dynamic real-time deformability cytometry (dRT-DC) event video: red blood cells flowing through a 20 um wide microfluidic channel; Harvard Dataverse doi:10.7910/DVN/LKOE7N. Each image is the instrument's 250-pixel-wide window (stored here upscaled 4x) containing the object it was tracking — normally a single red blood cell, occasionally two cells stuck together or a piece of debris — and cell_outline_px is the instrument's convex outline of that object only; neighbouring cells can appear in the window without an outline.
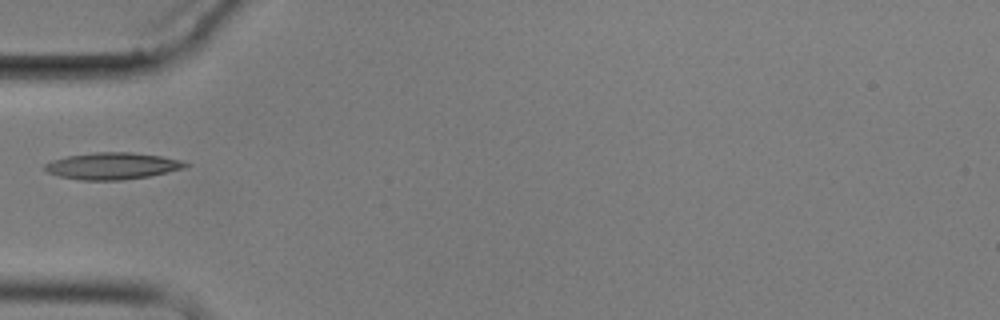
{"species": "common noctule bat (a hibernating species)", "species_latin": "Nyctalus noctula", "temperature_condition": "cold", "stored_images_in_passage": 6, "camera_frame_rate_fps": 3000, "um_per_image_px": 0.085, "animal": {"sex": "male", "body_mass_g": 17.9}, "frame": {"image": 1, "passage_image": 1, "time_ms": 0.0, "image_size_px": [1000, 320], "cell_outline_px": [[188, 164], [184, 168], [148, 176], [120, 180], [80, 180], [60, 176], [48, 172], [44, 168], [44, 164], [52, 160], [68, 156], [92, 152], [132, 152], [160, 156], [180, 160]], "centroid_in_image_um": [9.51, 14.1], "position_along_channel_um": 75.5, "area_um2": 21.68}}
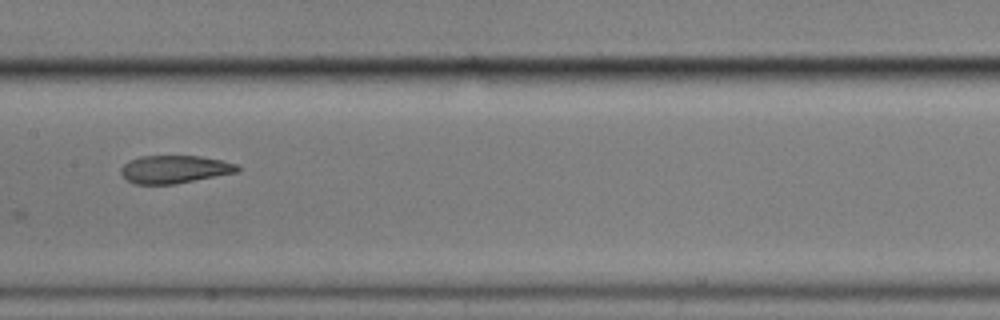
{"frame": {"image": 2, "passage_image": 4, "time_ms": 3.333, "image_size_px": [1000, 320], "cell_outline_px": [[240, 172], [172, 184], [136, 184], [128, 180], [120, 172], [120, 168], [128, 160], [140, 156], [200, 156], [220, 160], [236, 164], [240, 168]], "centroid_in_image_um": [14.83, 14.38], "position_along_channel_um": 192.6, "area_um2": 18.84}}
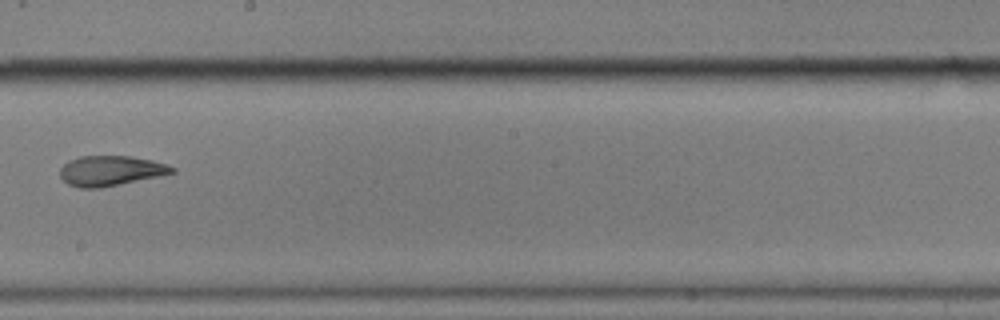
{"frame": {"image": 3, "passage_image": 5, "time_ms": 4.667, "image_size_px": [1000, 320], "cell_outline_px": [[176, 172], [160, 176], [100, 188], [80, 188], [68, 184], [60, 176], [60, 168], [68, 160], [80, 156], [132, 156], [152, 160], [176, 168]], "centroid_in_image_um": [9.4, 14.51], "position_along_channel_um": 238.8, "area_um2": 19.65}}